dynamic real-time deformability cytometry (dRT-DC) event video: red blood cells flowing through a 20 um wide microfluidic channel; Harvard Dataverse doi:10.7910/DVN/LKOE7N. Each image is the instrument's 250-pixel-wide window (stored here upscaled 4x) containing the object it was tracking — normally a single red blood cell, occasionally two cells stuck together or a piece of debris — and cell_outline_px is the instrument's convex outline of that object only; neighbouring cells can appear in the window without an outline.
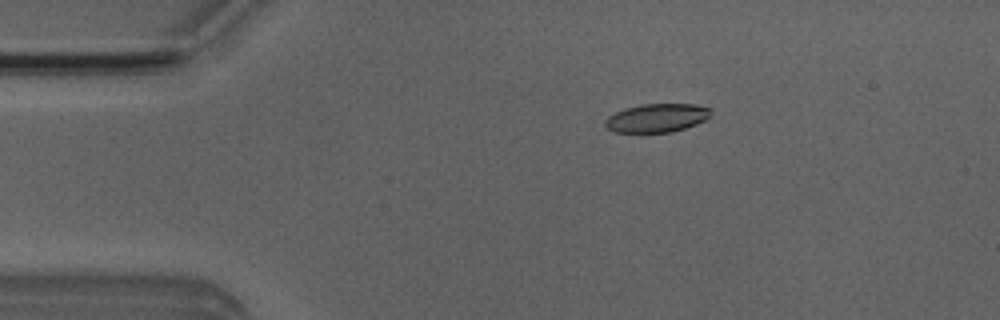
{"species": "Egyptian fruit bat (a non-hibernating species)", "species_latin": "Rousettus aegyptiacus", "temperature_condition": "room temperature", "stored_images_in_passage": 4, "camera_frame_rate_fps": 3000, "um_per_image_px": 0.085, "animal": {"sex": "male"}, "frame": {"image": 1, "passage_image": 2, "time_ms": 2.0, "image_size_px": [1000, 320], "cell_outline_px": [[712, 116], [696, 124], [672, 132], [612, 132], [604, 124], [604, 120], [608, 116], [624, 108], [640, 104], [696, 104], [712, 108]], "centroid_in_image_um": [55.85, 10.01], "position_along_channel_um": 29.2, "area_um2": 17.74}}